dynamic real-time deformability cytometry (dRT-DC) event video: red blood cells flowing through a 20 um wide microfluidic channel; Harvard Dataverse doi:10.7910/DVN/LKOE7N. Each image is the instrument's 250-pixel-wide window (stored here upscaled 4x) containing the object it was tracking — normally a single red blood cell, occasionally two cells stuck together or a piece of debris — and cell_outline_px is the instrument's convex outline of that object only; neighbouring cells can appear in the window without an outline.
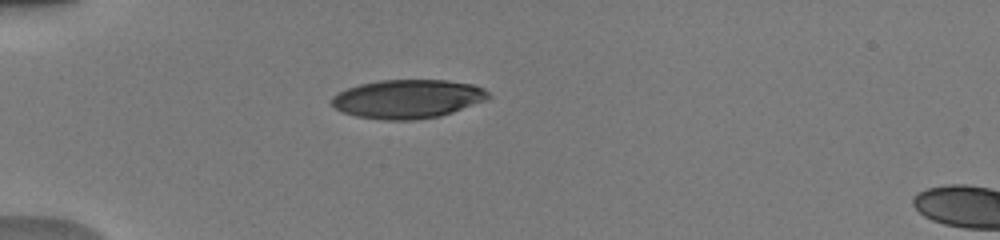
{"species": "human", "species_latin": "Homo sapiens", "temperature_condition": "warm", "stored_images_in_passage": 37, "camera_frame_rate_fps": 3000, "um_per_image_px": 0.085, "donor": {"sex": "male"}, "frame": {"image": 1, "passage_image": 1, "time_ms": 0.0, "image_size_px": [1000, 240], "cell_outline_px": [[488, 96], [484, 100], [452, 112], [440, 116], [412, 120], [384, 120], [356, 116], [344, 112], [336, 108], [332, 104], [332, 96], [348, 88], [360, 84], [380, 80], [448, 80], [472, 84], [484, 88], [488, 92]], "centroid_in_image_um": [34.64, 8.4], "position_along_channel_um": 50.4, "area_um2": 35.03}}
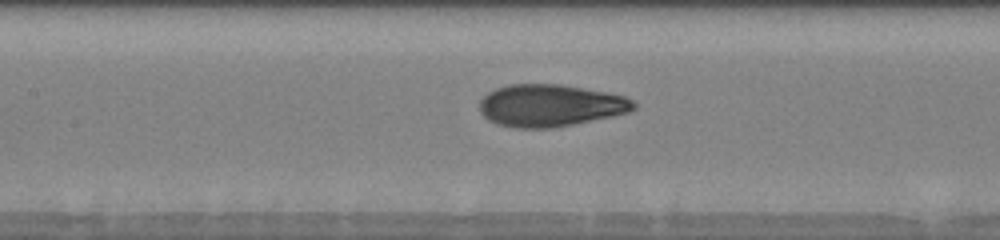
{"frame": {"image": 2, "passage_image": 11, "time_ms": 3.333, "image_size_px": [1000, 240], "cell_outline_px": [[636, 108], [632, 112], [552, 128], [512, 128], [496, 124], [488, 120], [480, 112], [480, 100], [488, 92], [496, 88], [508, 84], [560, 84], [584, 88], [624, 96], [632, 100], [636, 104]], "centroid_in_image_um": [46.75, 8.97], "position_along_channel_um": 160.6, "area_um2": 37.97}}
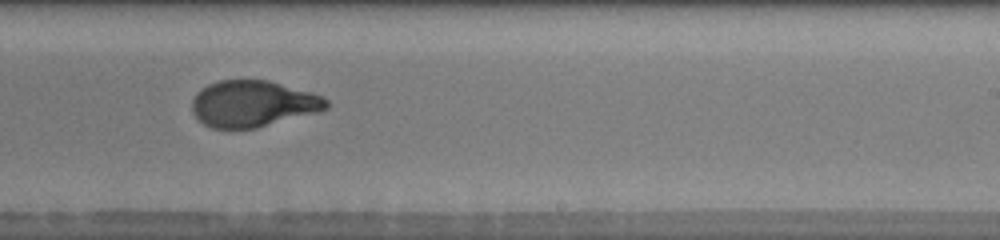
{"frame": {"image": 3, "passage_image": 19, "time_ms": 6.0, "image_size_px": [1000, 240], "cell_outline_px": [[328, 108], [316, 112], [256, 128], [212, 128], [204, 124], [192, 112], [192, 100], [196, 92], [200, 88], [208, 84], [220, 80], [268, 80], [312, 92], [324, 96], [328, 100]], "centroid_in_image_um": [21.49, 8.8], "position_along_channel_um": 267.5, "area_um2": 36.24}, "authors_computed_cell_mechanics": {"area_um2": 37.1654, "velocity_mm_per_s": 4.0179, "shape_relaxation_time_tau1_ms": 4.1651, "shape_relaxation_time_tau2_ms": 0.8482, "deformation_change_tau1": 0.219, "deformation_change_tau2": 0.0724}}